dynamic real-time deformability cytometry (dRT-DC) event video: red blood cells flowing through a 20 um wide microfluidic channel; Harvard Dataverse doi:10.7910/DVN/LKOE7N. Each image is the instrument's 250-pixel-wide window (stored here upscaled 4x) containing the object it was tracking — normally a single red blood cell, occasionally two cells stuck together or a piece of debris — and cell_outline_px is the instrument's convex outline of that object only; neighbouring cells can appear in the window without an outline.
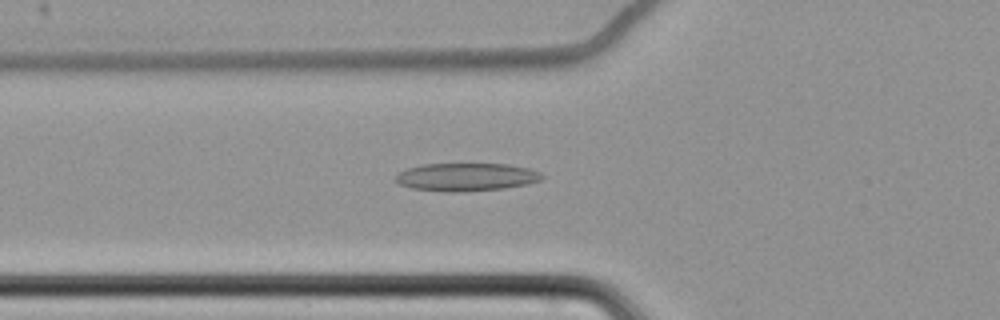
{"species": "common noctule bat (a hibernating species)", "species_latin": "Nyctalus noctula", "temperature_condition": "cold", "stored_images_in_passage": 54, "camera_frame_rate_fps": 3000, "um_per_image_px": 0.085, "animal": {"sex": "female", "body_mass_g": 22.7, "forearm_length_mm": 54.2}, "frame": {"image": 1, "passage_image": 16, "time_ms": 5.0, "image_size_px": [1000, 320], "cell_outline_px": [[544, 176], [540, 180], [528, 184], [504, 188], [460, 192], [444, 192], [412, 188], [400, 184], [396, 180], [396, 176], [400, 172], [408, 168], [424, 164], [508, 164], [528, 168], [540, 172]], "centroid_in_image_um": [39.65, 15.05], "position_along_channel_um": 86.1, "area_um2": 23.76}}
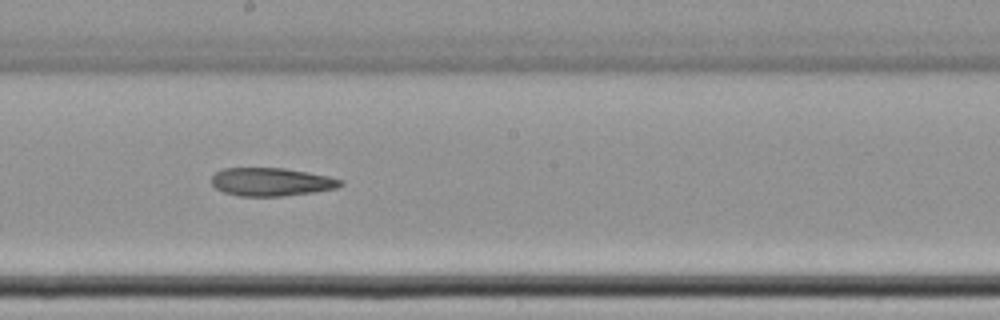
{"frame": {"image": 2, "passage_image": 28, "time_ms": 9.0, "image_size_px": [1000, 320], "cell_outline_px": [[344, 184], [336, 188], [312, 192], [280, 196], [240, 196], [224, 192], [216, 188], [212, 184], [212, 176], [216, 172], [224, 168], [284, 168], [308, 172], [328, 176], [344, 180]], "centroid_in_image_um": [23.07, 15.45], "position_along_channel_um": 225.1, "area_um2": 21.1}}
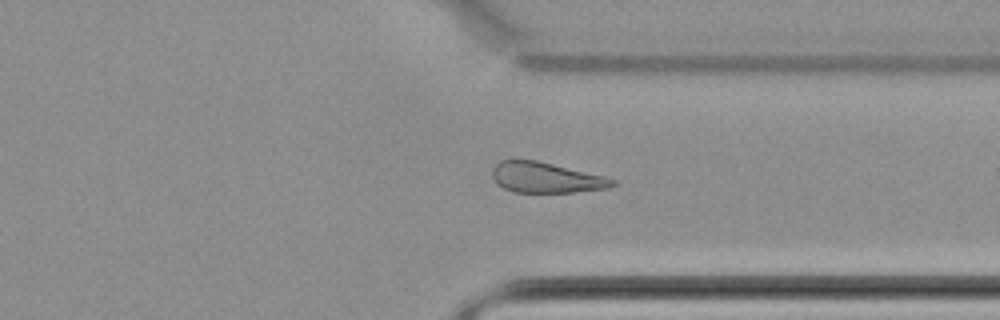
{"frame": {"image": 3, "passage_image": 40, "time_ms": 13.0, "image_size_px": [1000, 320], "cell_outline_px": [[616, 184], [608, 188], [572, 192], [512, 192], [496, 184], [492, 176], [492, 168], [500, 160], [512, 156], [536, 160], [604, 176], [616, 180]], "centroid_in_image_um": [46.32, 15.06], "position_along_channel_um": 365.1, "area_um2": 21.79}}